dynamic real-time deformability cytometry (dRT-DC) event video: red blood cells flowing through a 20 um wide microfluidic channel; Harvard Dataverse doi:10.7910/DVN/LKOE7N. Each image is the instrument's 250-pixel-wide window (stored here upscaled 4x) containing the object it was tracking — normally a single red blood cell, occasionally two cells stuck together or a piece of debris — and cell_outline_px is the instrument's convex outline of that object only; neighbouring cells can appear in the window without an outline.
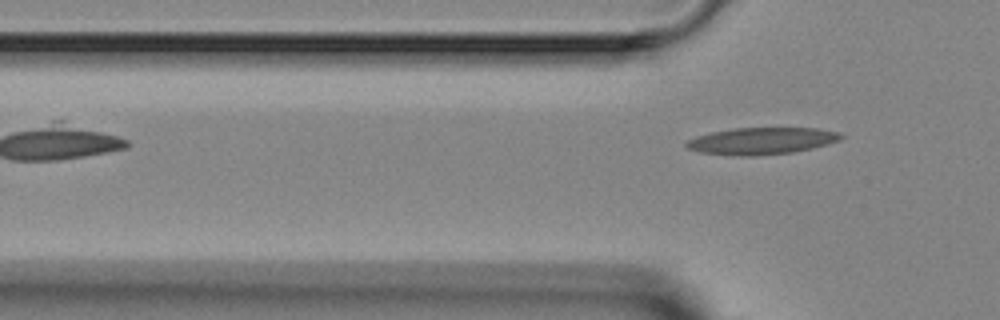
{"species": "Egyptian fruit bat (a non-hibernating species)", "species_latin": "Rousettus aegyptiacus", "temperature_condition": "room temperature", "stored_images_in_passage": 4, "camera_frame_rate_fps": 3000, "um_per_image_px": 0.085, "animal": {"sex": "female"}, "frame": {"image": 1, "passage_image": 4, "time_ms": 3.667, "image_size_px": [1000, 320], "cell_outline_px": [[844, 136], [840, 140], [828, 144], [812, 148], [792, 152], [756, 156], [732, 156], [700, 152], [688, 148], [684, 144], [688, 140], [696, 136], [712, 132], [732, 128], [816, 128], [840, 132]], "centroid_in_image_um": [64.74, 11.98], "position_along_channel_um": 61.1, "area_um2": 24.33}}